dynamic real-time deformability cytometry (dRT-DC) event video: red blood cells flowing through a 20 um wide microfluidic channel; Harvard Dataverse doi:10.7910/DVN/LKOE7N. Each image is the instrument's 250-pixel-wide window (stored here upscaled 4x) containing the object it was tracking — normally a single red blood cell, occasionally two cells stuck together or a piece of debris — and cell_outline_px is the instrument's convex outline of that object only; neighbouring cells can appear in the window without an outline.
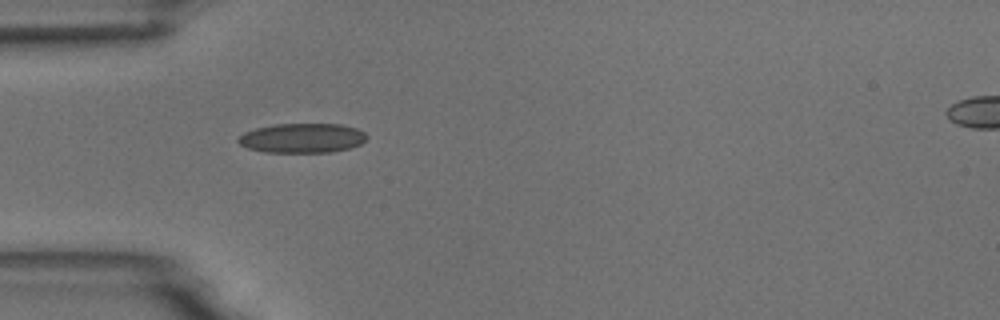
{"species": "common noctule bat (a hibernating species)", "species_latin": "Nyctalus noctula", "temperature_condition": "room temperature", "stored_images_in_passage": 2, "camera_frame_rate_fps": 3000, "um_per_image_px": 0.085, "animal": {"sex": "male", "body_mass_g": 18.8}, "frame": {"image": 1, "passage_image": 1, "time_ms": 0.0, "image_size_px": [1000, 320], "cell_outline_px": [[368, 136], [360, 144], [352, 148], [332, 152], [264, 152], [248, 148], [240, 144], [236, 140], [244, 132], [256, 128], [276, 124], [340, 124], [356, 128], [364, 132]], "centroid_in_image_um": [25.7, 11.74], "position_along_channel_um": 59.3, "area_um2": 22.14}}